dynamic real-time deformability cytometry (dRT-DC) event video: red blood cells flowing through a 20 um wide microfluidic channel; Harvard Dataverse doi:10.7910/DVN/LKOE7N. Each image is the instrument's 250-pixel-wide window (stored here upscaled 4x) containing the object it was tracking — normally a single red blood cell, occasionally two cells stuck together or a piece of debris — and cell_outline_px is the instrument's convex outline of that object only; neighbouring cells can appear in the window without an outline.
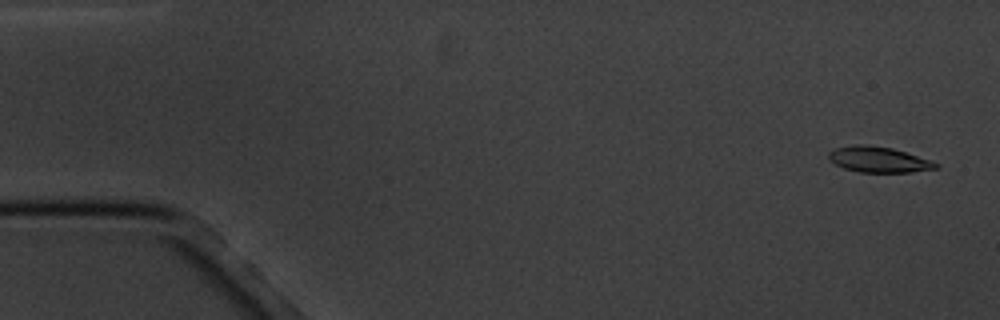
{"species": "common noctule bat (a hibernating species)", "species_latin": "Nyctalus noctula", "temperature_condition": "cold", "stored_images_in_passage": 5, "camera_frame_rate_fps": 3000, "um_per_image_px": 0.085, "animal": {"sex": "male", "body_mass_g": 20.1, "forearm_length_mm": 53.5}, "frame": {"image": 1, "passage_image": 1, "time_ms": 0.0, "image_size_px": [1000, 320], "cell_outline_px": [[940, 164], [936, 168], [912, 172], [860, 172], [844, 168], [828, 160], [828, 152], [836, 148], [856, 144], [860, 144], [892, 148]], "centroid_in_image_um": [74.63, 13.56], "position_along_channel_um": 10.4, "area_um2": 15.72}}
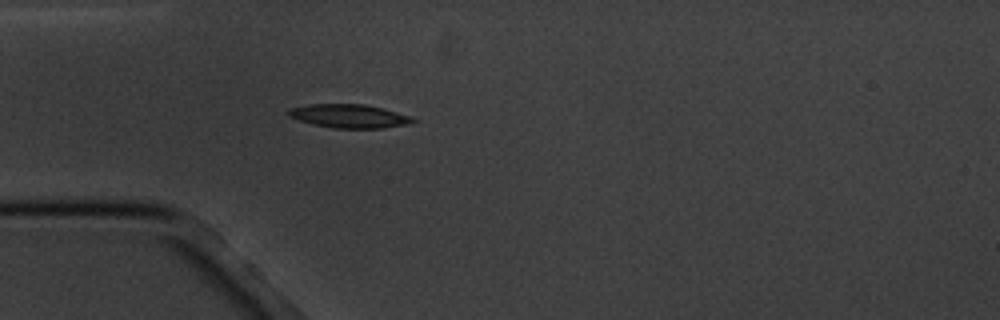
{"frame": {"image": 2, "passage_image": 5, "time_ms": 4.667, "image_size_px": [1000, 320], "cell_outline_px": [[420, 120], [408, 124], [384, 128], [332, 128], [300, 120], [288, 116], [284, 112], [288, 108], [308, 104], [364, 104], [396, 112]], "centroid_in_image_um": [29.64, 9.86], "position_along_channel_um": 55.4, "area_um2": 17.05}}